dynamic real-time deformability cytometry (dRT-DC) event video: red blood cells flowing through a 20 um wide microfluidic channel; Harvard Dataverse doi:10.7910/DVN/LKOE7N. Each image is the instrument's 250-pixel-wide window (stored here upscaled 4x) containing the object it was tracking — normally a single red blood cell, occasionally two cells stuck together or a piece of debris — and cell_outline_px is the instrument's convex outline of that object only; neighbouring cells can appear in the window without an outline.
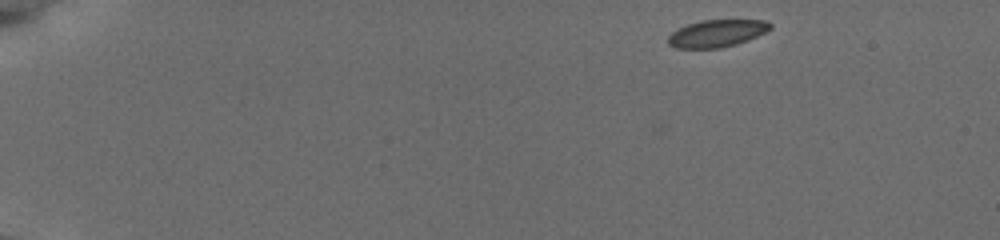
{"species": "common noctule bat (a hibernating species)", "species_latin": "Nyctalus noctula", "temperature_condition": "cold", "stored_images_in_passage": 48, "camera_frame_rate_fps": 3000, "um_per_image_px": 0.085, "animal": {"sex": "female", "body_mass_g": 19.5, "forearm_length_mm": 54.1}, "frame": {"image": 1, "passage_image": 1, "time_ms": 0.0, "image_size_px": [1000, 240], "cell_outline_px": [[772, 28], [748, 40], [736, 44], [720, 48], [676, 48], [668, 44], [668, 36], [672, 32], [688, 24], [700, 20], [768, 20], [772, 24]], "centroid_in_image_um": [60.94, 2.83], "position_along_channel_um": 24.1, "area_um2": 16.18}}
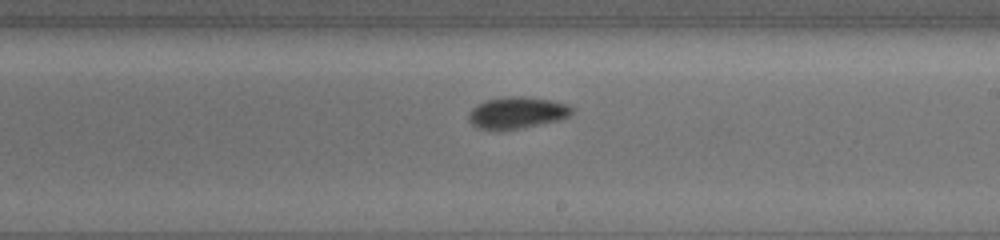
{"frame": {"image": 2, "passage_image": 28, "time_ms": 9.0, "image_size_px": [1000, 240], "cell_outline_px": [[576, 112], [560, 120], [496, 132], [476, 128], [468, 120], [468, 112], [476, 104], [484, 100], [504, 96], [524, 96], [552, 100], [568, 104], [576, 108]], "centroid_in_image_um": [43.92, 9.58], "position_along_channel_um": 245.1, "area_um2": 19.71}}
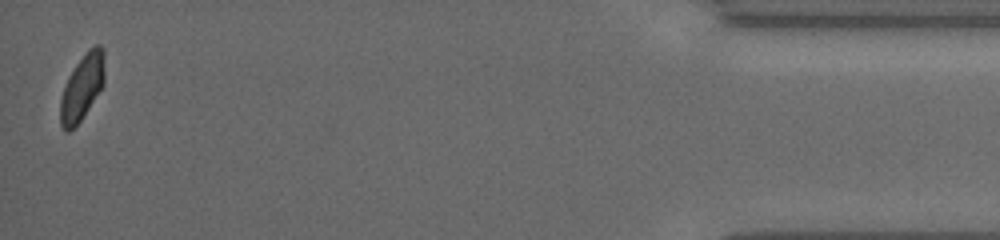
{"frame": {"image": 3, "passage_image": 48, "time_ms": 15.667, "image_size_px": [1000, 240], "cell_outline_px": [[104, 84], [80, 120], [68, 132], [64, 132], [60, 124], [60, 100], [68, 76], [76, 64], [88, 48], [96, 44], [100, 44], [104, 48]], "centroid_in_image_um": [6.98, 7.38], "position_along_channel_um": 428.2, "area_um2": 16.88}, "authors_computed_cell_mechanics": {"area_um2": 18.0047, "velocity_mm_per_s": 3.8174, "shape_relaxation_time_tau1_ms": 9.0242, "shape_relaxation_time_tau2_ms": 3.1417, "deformation_change_tau1": 0.1344, "deformation_change_tau2": 0.0476}}